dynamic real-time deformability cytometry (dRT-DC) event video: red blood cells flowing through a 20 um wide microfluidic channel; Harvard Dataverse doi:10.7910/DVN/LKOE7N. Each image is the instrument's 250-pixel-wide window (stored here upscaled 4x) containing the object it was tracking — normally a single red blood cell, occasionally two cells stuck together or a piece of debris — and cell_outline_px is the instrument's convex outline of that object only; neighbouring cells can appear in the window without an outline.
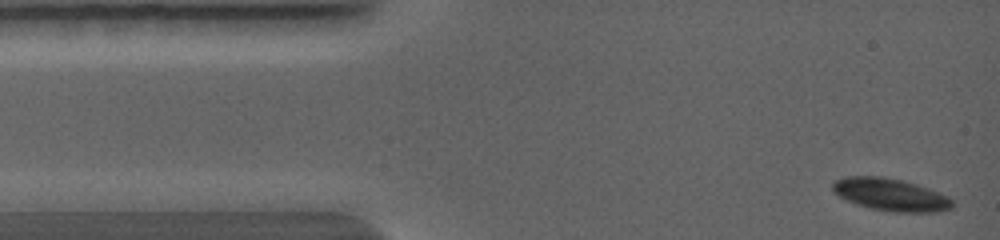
{"species": "common noctule bat (a hibernating species)", "species_latin": "Nyctalus noctula", "temperature_condition": "warm", "stored_images_in_passage": 9, "camera_frame_rate_fps": 5000, "um_per_image_px": 0.085, "animal": {"sex": "female", "body_mass_g": 19.0, "forearm_length_mm": 56.7}, "frame": {"image": 1, "passage_image": 1, "time_ms": 0.0, "image_size_px": [1000, 240], "cell_outline_px": [[952, 204], [948, 208], [932, 212], [896, 212], [872, 208], [848, 200], [840, 196], [832, 188], [832, 184], [840, 180], [888, 180], [904, 184], [944, 196]], "centroid_in_image_um": [75.69, 16.66], "position_along_channel_um": 9.3, "area_um2": 19.25}}
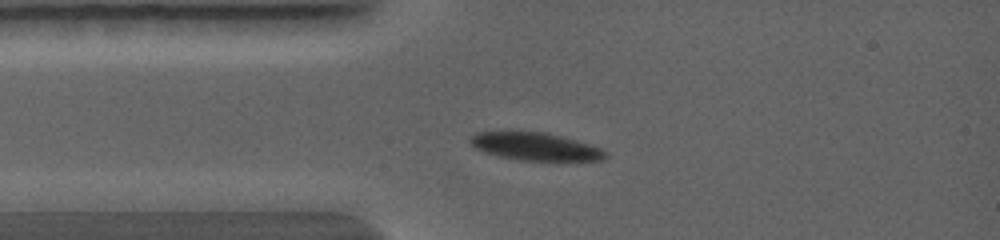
{"frame": {"image": 2, "passage_image": 8, "time_ms": 1.8, "image_size_px": [1000, 240], "cell_outline_px": [[604, 156], [600, 160], [560, 164], [556, 164], [516, 160], [496, 156], [484, 152], [476, 148], [472, 144], [472, 140], [476, 136], [488, 132], [528, 132], [548, 136], [592, 148], [600, 152]], "centroid_in_image_um": [45.4, 12.59], "position_along_channel_um": 39.6, "area_um2": 20.63}}
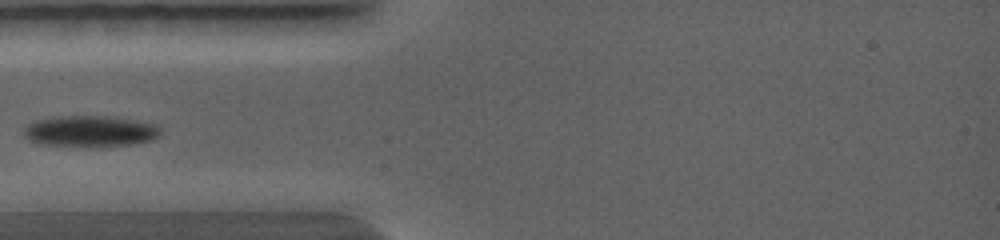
{"frame": {"image": 3, "passage_image": 9, "time_ms": 2.6, "image_size_px": [1000, 240], "cell_outline_px": [[160, 132], [156, 136], [148, 140], [128, 144], [100, 148], [88, 148], [44, 144], [32, 140], [28, 136], [28, 128], [32, 124], [44, 120], [72, 116], [96, 116], [124, 120], [144, 124], [156, 128]], "centroid_in_image_um": [7.65, 11.22], "position_along_channel_um": 77.4, "area_um2": 23.06}}